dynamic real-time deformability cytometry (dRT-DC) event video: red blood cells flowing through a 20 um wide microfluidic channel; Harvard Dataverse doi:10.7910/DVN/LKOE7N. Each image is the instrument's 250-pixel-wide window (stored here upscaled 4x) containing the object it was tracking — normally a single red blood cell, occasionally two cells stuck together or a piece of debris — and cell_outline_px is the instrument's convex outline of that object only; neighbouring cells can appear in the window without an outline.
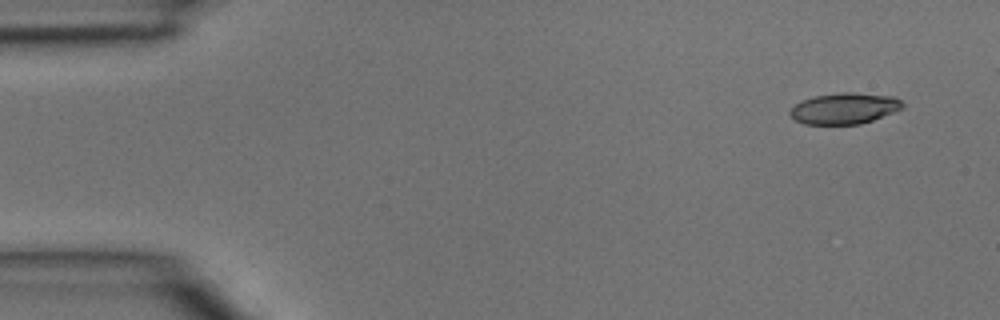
{"species": "common noctule bat (a hibernating species)", "species_latin": "Nyctalus noctula", "temperature_condition": "room temperature", "stored_images_in_passage": 3, "camera_frame_rate_fps": 3000, "um_per_image_px": 0.085, "animal": {"sex": "male", "body_mass_g": 15.6}, "frame": {"image": 1, "passage_image": 1, "time_ms": 0.0, "image_size_px": [1000, 320], "cell_outline_px": [[904, 108], [872, 120], [860, 124], [804, 124], [796, 120], [788, 112], [800, 100], [812, 96], [844, 92], [852, 92], [896, 96], [904, 104]], "centroid_in_image_um": [71.79, 9.2], "position_along_channel_um": 13.2, "area_um2": 20.46}}